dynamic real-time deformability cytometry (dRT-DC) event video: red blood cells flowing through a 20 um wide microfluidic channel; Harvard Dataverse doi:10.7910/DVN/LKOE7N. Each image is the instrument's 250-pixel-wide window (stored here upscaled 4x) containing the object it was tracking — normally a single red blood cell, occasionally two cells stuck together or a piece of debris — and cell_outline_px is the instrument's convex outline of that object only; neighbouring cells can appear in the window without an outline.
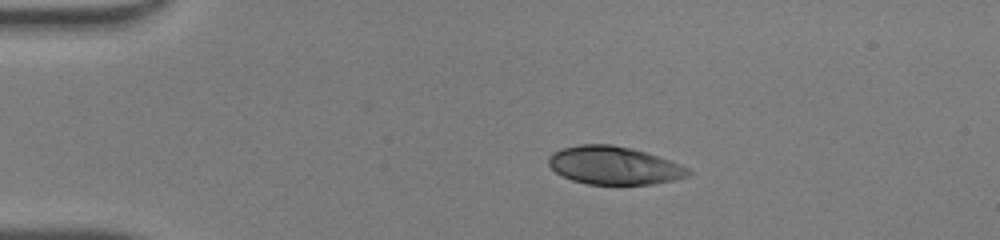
{"species": "human", "species_latin": "Homo sapiens", "temperature_condition": "warm", "stored_images_in_passage": 39, "camera_frame_rate_fps": 3000, "um_per_image_px": 0.085, "donor": {"sex": "male"}, "frame": {"image": 1, "passage_image": 1, "time_ms": 0.0, "image_size_px": [1000, 240], "cell_outline_px": [[692, 172], [688, 176], [676, 180], [652, 184], [588, 184], [572, 180], [556, 172], [548, 164], [548, 156], [552, 152], [560, 148], [580, 144], [612, 144], [632, 148], [680, 164], [688, 168]], "centroid_in_image_um": [52.17, 14.06], "position_along_channel_um": 32.8, "area_um2": 30.98}}
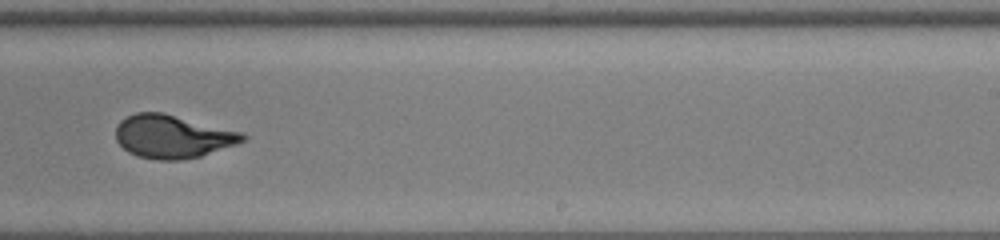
{"frame": {"image": 2, "passage_image": 22, "time_ms": 7.0, "image_size_px": [1000, 240], "cell_outline_px": [[248, 136], [244, 140], [236, 144], [200, 156], [180, 160], [156, 160], [136, 156], [128, 152], [116, 140], [116, 128], [120, 120], [136, 112], [164, 112], [244, 132]], "centroid_in_image_um": [14.67, 11.59], "position_along_channel_um": 274.3, "area_um2": 32.14}}
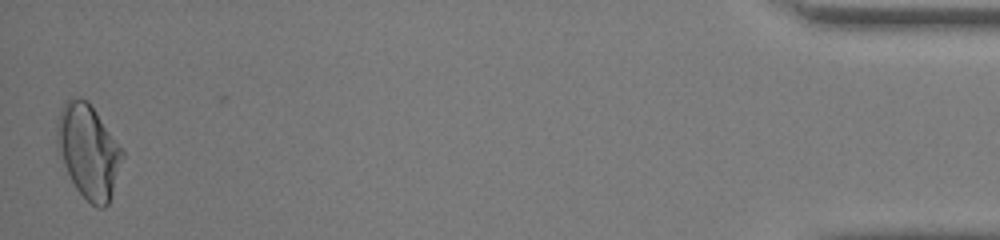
{"frame": {"image": 3, "passage_image": 39, "time_ms": 12.667, "image_size_px": [1000, 240], "cell_outline_px": [[124, 156], [108, 204], [104, 208], [96, 208], [76, 188], [56, 148], [56, 124], [64, 100], [76, 96], [80, 96], [88, 100], [124, 152]], "centroid_in_image_um": [7.49, 12.8], "position_along_channel_um": 427.7, "area_um2": 35.49}, "authors_computed_cell_mechanics": {"area_um2": 32.1946, "velocity_mm_per_s": 4.2706, "shape_relaxation_time_tau1_ms": 5.981, "shape_relaxation_time_tau2_ms": null, "deformation_change_tau1": 0.2624, "deformation_change_tau2": null}}